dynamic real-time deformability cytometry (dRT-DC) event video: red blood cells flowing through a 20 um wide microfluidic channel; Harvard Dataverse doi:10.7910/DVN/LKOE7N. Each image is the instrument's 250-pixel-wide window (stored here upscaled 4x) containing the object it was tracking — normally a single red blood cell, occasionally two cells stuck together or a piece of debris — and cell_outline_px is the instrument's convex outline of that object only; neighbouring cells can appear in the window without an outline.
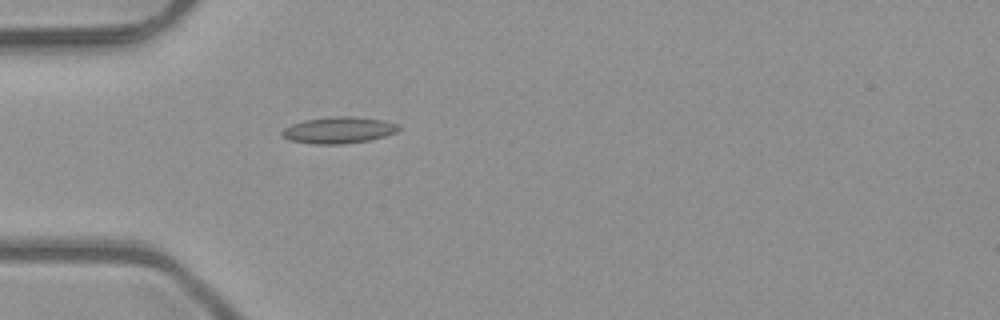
{"species": "common noctule bat (a hibernating species)", "species_latin": "Nyctalus noctula", "temperature_condition": "room temperature", "stored_images_in_passage": 1, "camera_frame_rate_fps": 3000, "um_per_image_px": 0.085, "animal": {"sex": "male", "body_mass_g": 23.1, "forearm_length_mm": 52.7}, "frame": {"image": 1, "passage_image": 1, "time_ms": 0.0, "image_size_px": [1000, 320], "cell_outline_px": [[400, 128], [396, 132], [384, 136], [368, 140], [344, 144], [312, 144], [288, 140], [280, 132], [284, 128], [292, 124], [304, 120], [332, 116], [356, 116], [380, 120], [396, 124]], "centroid_in_image_um": [28.74, 11.06], "position_along_channel_um": 56.3, "area_um2": 17.92}}